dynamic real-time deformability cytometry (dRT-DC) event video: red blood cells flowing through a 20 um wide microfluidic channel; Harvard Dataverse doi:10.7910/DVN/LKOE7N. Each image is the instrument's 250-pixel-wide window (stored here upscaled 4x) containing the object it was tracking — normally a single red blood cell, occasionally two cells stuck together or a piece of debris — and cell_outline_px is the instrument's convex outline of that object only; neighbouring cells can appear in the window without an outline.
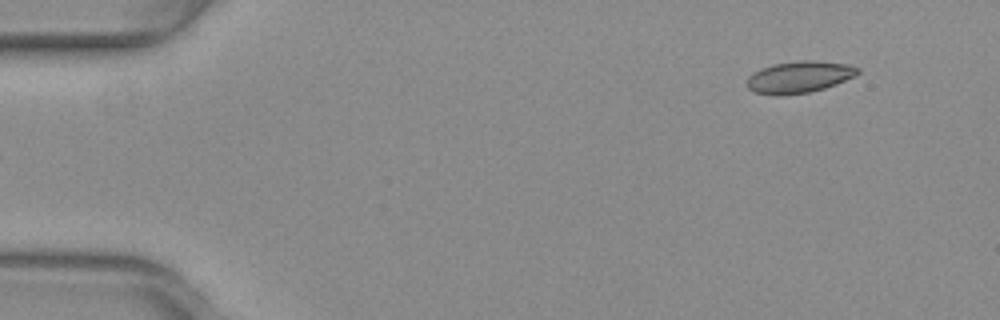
{"species": "common noctule bat (a hibernating species)", "species_latin": "Nyctalus noctula", "temperature_condition": "warm", "stored_images_in_passage": 48, "camera_frame_rate_fps": 3000, "um_per_image_px": 0.085, "animal": {"sex": "female", "body_mass_g": 29.2, "forearm_length_mm": 56.3}, "frame": {"image": 1, "passage_image": 1, "time_ms": 0.0, "image_size_px": [1000, 320], "cell_outline_px": [[860, 72], [856, 76], [836, 84], [824, 88], [808, 92], [752, 92], [748, 88], [748, 76], [752, 72], [772, 64], [800, 60], [812, 60], [848, 64], [860, 68]], "centroid_in_image_um": [68.0, 6.49], "position_along_channel_um": 17.0, "area_um2": 19.83}}
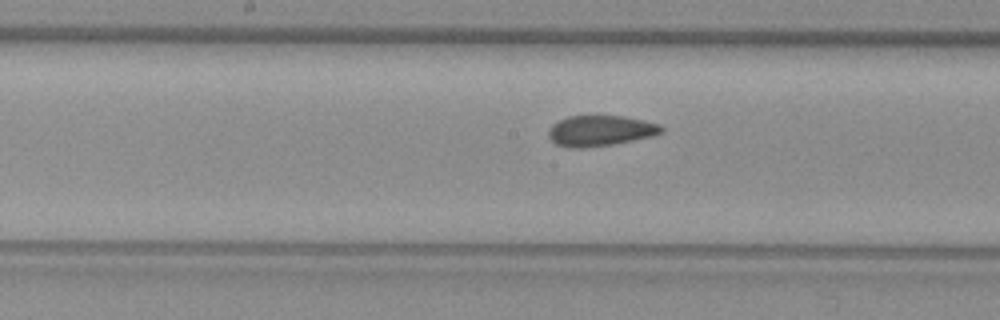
{"frame": {"image": 2, "passage_image": 23, "time_ms": 7.333, "image_size_px": [1000, 320], "cell_outline_px": [[664, 132], [652, 136], [612, 144], [580, 148], [568, 148], [556, 144], [548, 136], [548, 128], [552, 124], [568, 116], [624, 116], [644, 120], [660, 124], [664, 128]], "centroid_in_image_um": [51.03, 11.11], "position_along_channel_um": 197.2, "area_um2": 20.17}}
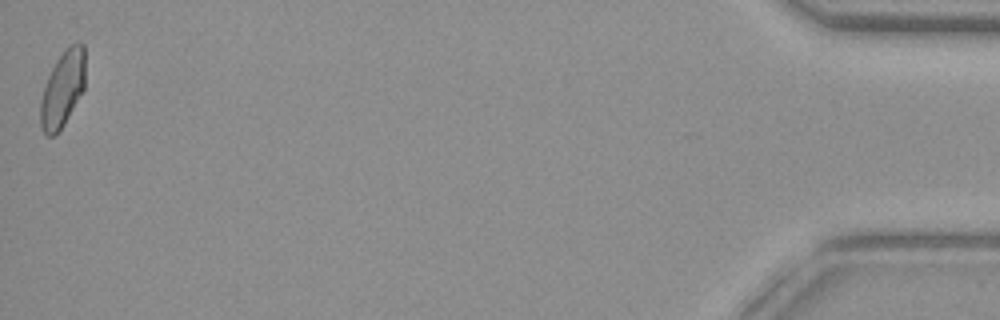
{"frame": {"image": 3, "passage_image": 48, "time_ms": 15.667, "image_size_px": [1000, 320], "cell_outline_px": [[84, 88], [64, 124], [52, 136], [48, 136], [44, 132], [40, 124], [40, 100], [48, 76], [56, 60], [64, 48], [72, 44], [84, 44]], "centroid_in_image_um": [5.31, 7.54], "position_along_channel_um": 429.9, "area_um2": 19.48}, "authors_computed_cell_mechanics": {"area_um2": 20.2589, "velocity_mm_per_s": 3.9876, "shape_relaxation_time_tau1_ms": null, "shape_relaxation_time_tau2_ms": 1.1581, "deformation_change_tau1": null, "deformation_change_tau2": 0.0536}}